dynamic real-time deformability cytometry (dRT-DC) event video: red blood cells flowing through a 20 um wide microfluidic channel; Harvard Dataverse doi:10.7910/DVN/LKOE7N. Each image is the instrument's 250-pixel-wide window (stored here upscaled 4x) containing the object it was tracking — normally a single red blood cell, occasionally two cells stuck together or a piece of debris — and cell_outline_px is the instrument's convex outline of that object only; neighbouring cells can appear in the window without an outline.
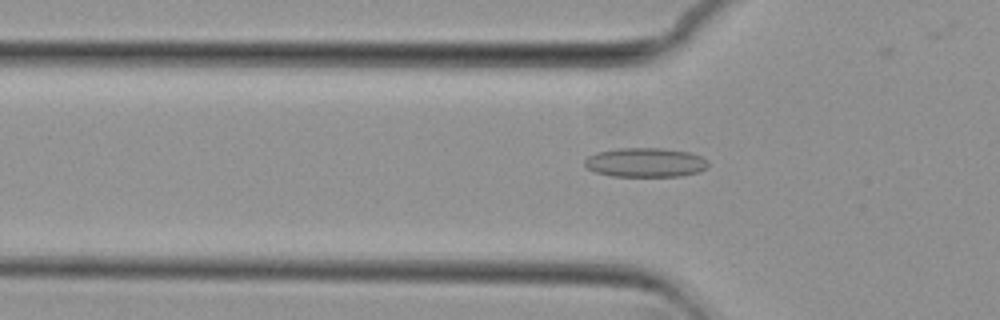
{"species": "common noctule bat (a hibernating species)", "species_latin": "Nyctalus noctula", "temperature_condition": "cold", "stored_images_in_passage": 51, "camera_frame_rate_fps": 3000, "um_per_image_px": 0.085, "animal": {"sex": "female", "body_mass_g": 29.2, "forearm_length_mm": 56.3}, "frame": {"image": 1, "passage_image": 18, "time_ms": 5.667, "image_size_px": [1000, 320], "cell_outline_px": [[708, 164], [700, 172], [680, 176], [612, 176], [596, 172], [588, 168], [584, 164], [584, 160], [588, 156], [596, 152], [616, 148], [660, 148], [688, 152], [700, 156], [708, 160]], "centroid_in_image_um": [54.84, 13.8], "position_along_channel_um": 71.0, "area_um2": 21.04}}
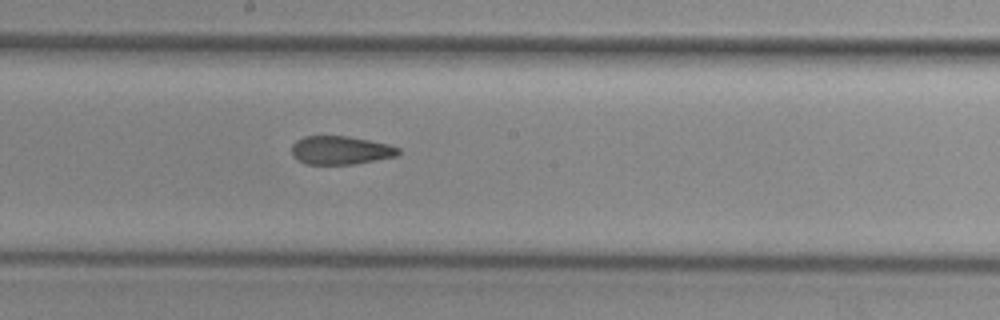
{"frame": {"image": 2, "passage_image": 30, "time_ms": 9.667, "image_size_px": [1000, 320], "cell_outline_px": [[400, 152], [396, 156], [352, 164], [308, 164], [292, 156], [292, 144], [296, 140], [304, 136], [348, 136], [388, 144], [400, 148]], "centroid_in_image_um": [28.93, 12.76], "position_along_channel_um": 219.3, "area_um2": 17.51}}
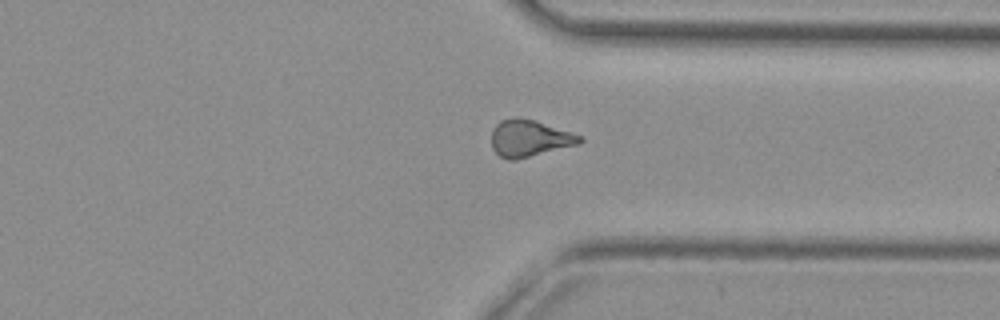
{"frame": {"image": 3, "passage_image": 42, "time_ms": 13.667, "image_size_px": [1000, 320], "cell_outline_px": [[584, 140], [580, 144], [516, 160], [508, 160], [500, 156], [492, 148], [492, 128], [500, 120], [512, 116], [520, 116], [572, 132], [584, 136]], "centroid_in_image_um": [45.01, 11.74], "position_along_channel_um": 366.4, "area_um2": 19.25}}